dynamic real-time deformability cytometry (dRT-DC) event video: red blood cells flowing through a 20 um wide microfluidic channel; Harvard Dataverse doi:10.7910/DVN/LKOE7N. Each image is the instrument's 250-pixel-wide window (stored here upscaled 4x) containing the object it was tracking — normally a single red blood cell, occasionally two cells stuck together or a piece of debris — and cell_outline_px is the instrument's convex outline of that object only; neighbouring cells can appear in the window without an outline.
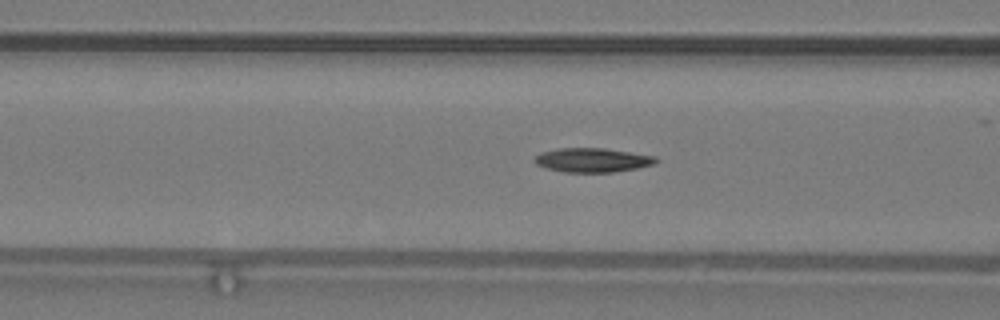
{"species": "common noctule bat (a hibernating species)", "species_latin": "Nyctalus noctula", "temperature_condition": "warm", "stored_images_in_passage": 37, "camera_frame_rate_fps": 3000, "um_per_image_px": 0.085, "animal": {"sex": "male", "body_mass_g": 19.2, "forearm_length_mm": 51.8}, "frame": {"image": 1, "passage_image": 16, "time_ms": 5.0, "image_size_px": [1000, 320], "cell_outline_px": [[660, 160], [652, 164], [636, 168], [612, 172], [564, 172], [548, 168], [536, 164], [532, 160], [540, 152], [556, 148], [604, 148], [656, 156]], "centroid_in_image_um": [50.33, 13.6], "position_along_channel_um": 116.3, "area_um2": 17.05}}